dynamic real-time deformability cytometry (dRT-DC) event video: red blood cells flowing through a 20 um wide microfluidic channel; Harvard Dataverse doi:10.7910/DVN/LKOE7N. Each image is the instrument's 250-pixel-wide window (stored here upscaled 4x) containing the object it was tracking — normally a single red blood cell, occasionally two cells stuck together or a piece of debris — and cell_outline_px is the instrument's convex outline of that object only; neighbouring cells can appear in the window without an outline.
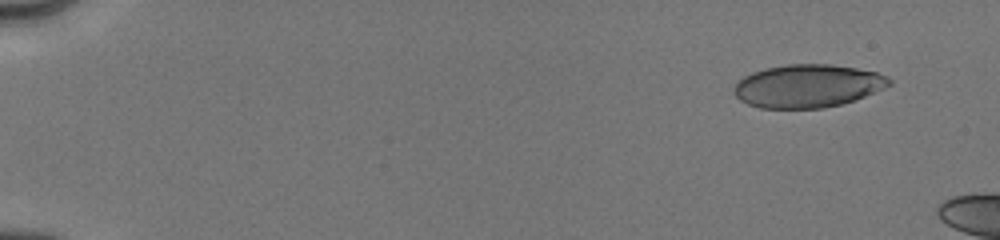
{"species": "human", "species_latin": "Homo sapiens", "temperature_condition": "cold", "stored_images_in_passage": 10, "camera_frame_rate_fps": 3000, "um_per_image_px": 0.085, "donor": {"sex": "male"}, "frame": {"image": 1, "passage_image": 4, "time_ms": 1.333, "image_size_px": [1000, 240], "cell_outline_px": [[892, 84], [856, 100], [824, 108], [760, 108], [748, 104], [740, 100], [732, 92], [736, 84], [744, 76], [752, 72], [764, 68], [788, 64], [832, 64], [856, 68], [876, 72], [888, 76], [892, 80]], "centroid_in_image_um": [68.66, 7.3], "position_along_channel_um": 16.3, "area_um2": 39.02}}